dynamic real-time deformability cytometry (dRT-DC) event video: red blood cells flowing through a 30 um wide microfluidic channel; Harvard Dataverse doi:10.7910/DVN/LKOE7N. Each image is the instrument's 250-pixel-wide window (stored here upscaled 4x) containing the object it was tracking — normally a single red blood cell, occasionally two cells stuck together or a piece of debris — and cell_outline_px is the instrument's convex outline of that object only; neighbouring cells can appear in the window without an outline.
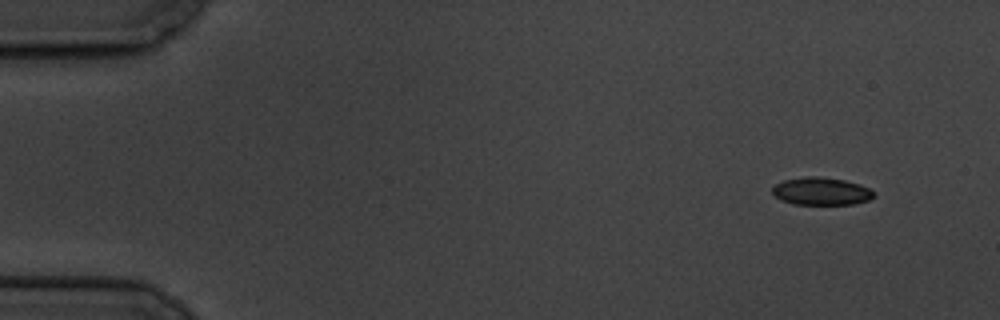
{"species": "common noctule bat (a hibernating species)", "species_latin": "Nyctalus noctula", "temperature_condition": "cold", "stored_images_in_passage": 4, "camera_frame_rate_fps": 3000, "um_per_image_px": 0.085, "animal": {"sex": "male", "body_mass_g": 19.5, "forearm_length_mm": 54.6}, "frame": {"image": 1, "passage_image": 1, "time_ms": 0.0, "image_size_px": [1000, 320], "cell_outline_px": [[876, 196], [868, 200], [852, 204], [792, 204], [780, 200], [772, 192], [772, 188], [776, 184], [784, 180], [804, 176], [820, 176], [844, 180], [860, 184], [868, 188]], "centroid_in_image_um": [69.79, 16.25], "position_along_channel_um": 15.2, "area_um2": 16.36}}
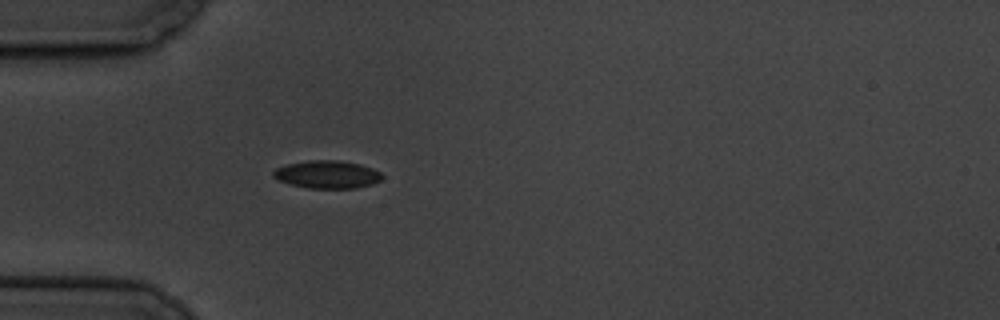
{"frame": {"image": 2, "passage_image": 4, "time_ms": 4.333, "image_size_px": [1000, 320], "cell_outline_px": [[384, 176], [380, 180], [372, 184], [356, 188], [308, 188], [292, 184], [280, 180], [272, 176], [272, 172], [276, 168], [288, 164], [308, 160], [340, 160], [360, 164], [372, 168], [380, 172]], "centroid_in_image_um": [27.83, 14.82], "position_along_channel_um": 57.2, "area_um2": 17.57}}